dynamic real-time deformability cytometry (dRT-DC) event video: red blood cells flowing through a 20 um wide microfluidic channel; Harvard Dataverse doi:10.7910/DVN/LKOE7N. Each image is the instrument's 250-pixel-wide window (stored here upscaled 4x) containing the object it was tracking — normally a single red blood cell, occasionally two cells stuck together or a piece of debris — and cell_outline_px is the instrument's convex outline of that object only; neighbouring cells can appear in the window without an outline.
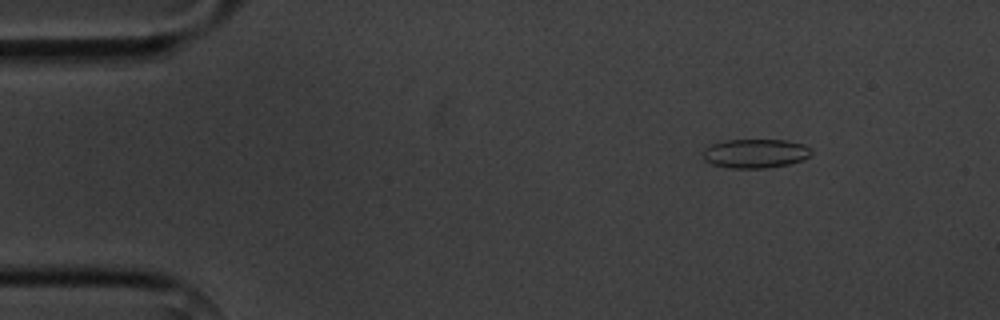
{"species": "common noctule bat (a hibernating species)", "species_latin": "Nyctalus noctula", "temperature_condition": "cold", "stored_images_in_passage": 3, "camera_frame_rate_fps": 3000, "um_per_image_px": 0.085, "animal": {"sex": "male", "body_mass_g": 20.1, "forearm_length_mm": 53.5}, "frame": {"image": 1, "passage_image": 1, "time_ms": 0.0, "image_size_px": [1000, 320], "cell_outline_px": [[812, 152], [808, 156], [800, 160], [788, 164], [764, 168], [732, 168], [712, 164], [704, 160], [704, 148], [712, 144], [724, 140], [784, 140], [804, 144]], "centroid_in_image_um": [64.17, 13.04], "position_along_channel_um": 20.8, "area_um2": 18.09}}